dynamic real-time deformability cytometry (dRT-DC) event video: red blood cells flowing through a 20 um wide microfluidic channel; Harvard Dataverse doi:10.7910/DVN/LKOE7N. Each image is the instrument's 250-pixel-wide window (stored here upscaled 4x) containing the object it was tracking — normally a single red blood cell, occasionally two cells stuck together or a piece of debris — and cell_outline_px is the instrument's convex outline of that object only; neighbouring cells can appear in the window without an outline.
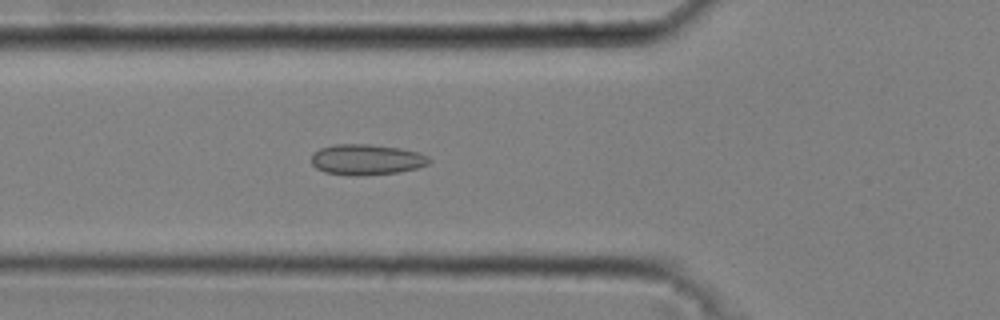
{"species": "common noctule bat (a hibernating species)", "species_latin": "Nyctalus noctula", "temperature_condition": "cold", "stored_images_in_passage": 36, "camera_frame_rate_fps": 3000, "um_per_image_px": 0.085, "animal": {"sex": "male", "body_mass_g": 20.4}, "frame": {"image": 1, "passage_image": 3, "time_ms": 0.667, "image_size_px": [1000, 320], "cell_outline_px": [[432, 160], [428, 164], [416, 168], [400, 172], [360, 176], [348, 176], [324, 172], [316, 168], [312, 164], [312, 156], [320, 148], [336, 144], [368, 144], [400, 148], [416, 152], [428, 156]], "centroid_in_image_um": [31.15, 13.58], "position_along_channel_um": 94.6, "area_um2": 21.1}}
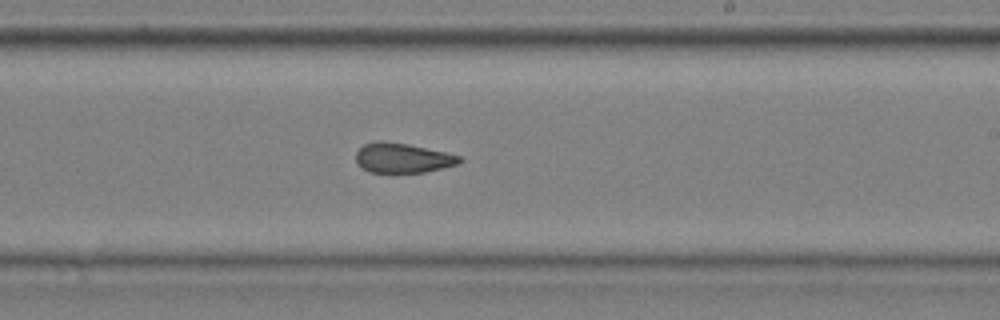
{"frame": {"image": 2, "passage_image": 16, "time_ms": 5.0, "image_size_px": [1000, 320], "cell_outline_px": [[464, 160], [460, 164], [424, 172], [368, 172], [356, 160], [356, 152], [364, 144], [376, 140], [384, 140], [408, 144], [444, 152], [460, 156]], "centroid_in_image_um": [34.24, 13.41], "position_along_channel_um": 254.8, "area_um2": 17.92}}
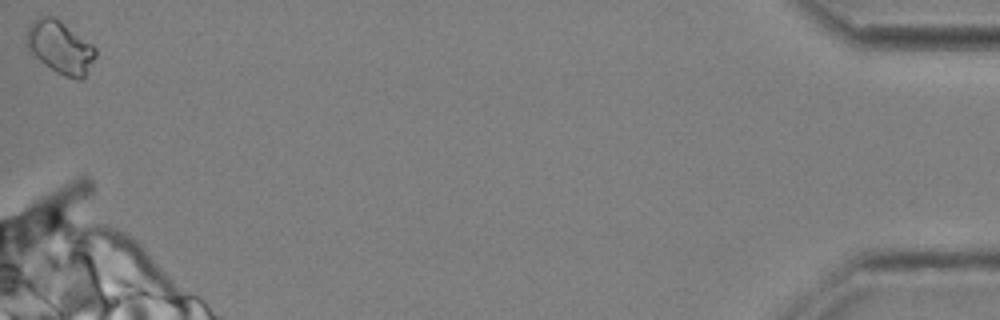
{"frame": {"image": 3, "passage_image": 36, "time_ms": 11.667, "image_size_px": [1000, 320], "cell_outline_px": [[96, 56], [84, 80], [76, 80], [64, 76], [56, 72], [44, 64], [28, 52], [24, 44], [24, 40], [28, 24], [32, 20], [40, 16], [52, 16], [60, 20], [92, 44], [96, 48]], "centroid_in_image_um": [5.07, 4.03], "position_along_channel_um": 430.1, "area_um2": 21.79}, "authors_computed_cell_mechanics": {"area_um2": 18.5249, "velocity_mm_per_s": 3.693, "shape_relaxation_time_tau1_ms": null, "shape_relaxation_time_tau2_ms": 2.2082, "deformation_change_tau1": null, "deformation_change_tau2": 0.0816}}